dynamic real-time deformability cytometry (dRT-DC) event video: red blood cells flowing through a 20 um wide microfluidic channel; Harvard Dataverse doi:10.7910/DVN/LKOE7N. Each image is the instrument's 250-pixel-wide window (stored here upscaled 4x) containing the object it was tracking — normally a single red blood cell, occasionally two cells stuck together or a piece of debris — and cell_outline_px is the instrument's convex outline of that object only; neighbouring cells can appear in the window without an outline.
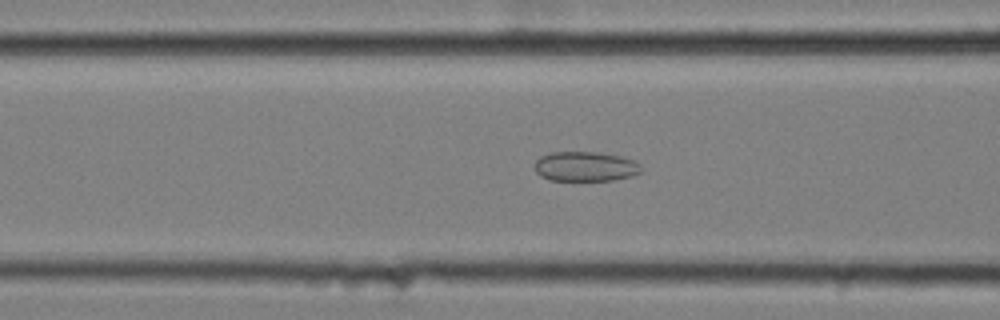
{"species": "common noctule bat (a hibernating species)", "species_latin": "Nyctalus noctula", "temperature_condition": "cold", "stored_images_in_passage": 56, "camera_frame_rate_fps": 3000, "um_per_image_px": 0.085, "animal": {"sex": "female", "body_mass_g": 25.1}, "frame": {"image": 1, "passage_image": 22, "time_ms": 7.0, "image_size_px": [1000, 320], "cell_outline_px": [[640, 172], [632, 176], [612, 180], [552, 180], [540, 176], [536, 172], [536, 160], [540, 156], [552, 152], [596, 152], [620, 156], [632, 160], [640, 164]], "centroid_in_image_um": [49.74, 14.15], "position_along_channel_um": 116.9, "area_um2": 18.26}}
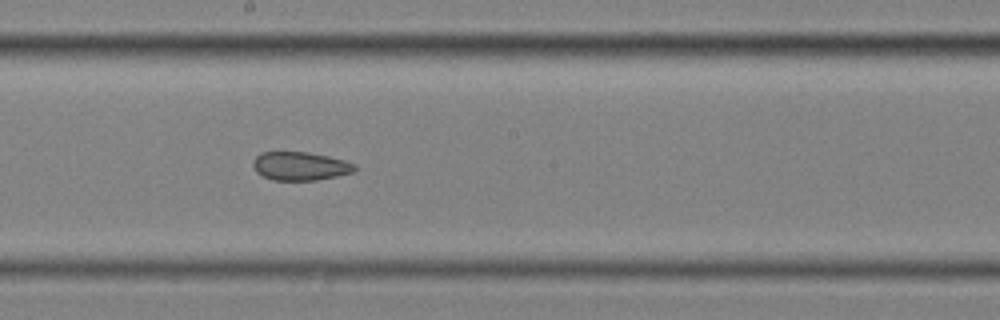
{"frame": {"image": 2, "passage_image": 31, "time_ms": 10.0, "image_size_px": [1000, 320], "cell_outline_px": [[356, 168], [352, 172], [336, 176], [316, 180], [272, 180], [256, 172], [252, 164], [256, 156], [260, 152], [308, 152], [328, 156], [344, 160], [356, 164]], "centroid_in_image_um": [25.5, 14.11], "position_along_channel_um": 222.7, "area_um2": 16.82}}
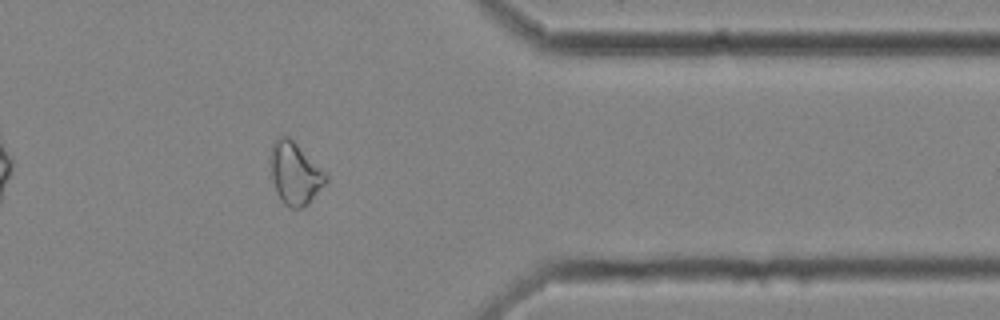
{"frame": {"image": 3, "passage_image": 46, "time_ms": 15.0, "image_size_px": [1000, 320], "cell_outline_px": [[328, 180], [308, 204], [300, 208], [292, 208], [284, 204], [280, 200], [276, 192], [272, 180], [268, 164], [268, 156], [272, 144], [276, 136], [288, 136], [328, 176]], "centroid_in_image_um": [25.0, 14.73], "position_along_channel_um": 386.4, "area_um2": 20.17}, "authors_computed_cell_mechanics": {"area_um2": 21.2993, "velocity_mm_per_s": 3.5311, "shape_relaxation_time_tau1_ms": null, "shape_relaxation_time_tau2_ms": 6.195, "deformation_change_tau1": null, "deformation_change_tau2": 0.1195}}